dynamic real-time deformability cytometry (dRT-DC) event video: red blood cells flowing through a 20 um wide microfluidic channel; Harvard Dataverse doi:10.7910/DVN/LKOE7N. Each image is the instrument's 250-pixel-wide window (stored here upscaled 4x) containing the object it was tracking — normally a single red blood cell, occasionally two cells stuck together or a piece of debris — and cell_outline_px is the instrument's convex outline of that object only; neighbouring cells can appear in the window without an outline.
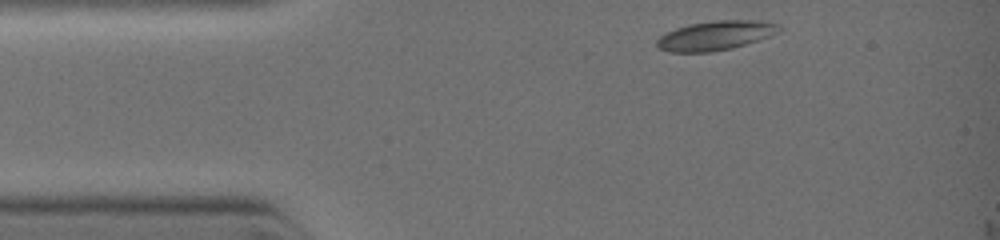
{"species": "common noctule bat (a hibernating species)", "species_latin": "Nyctalus noctula", "temperature_condition": "warm", "stored_images_in_passage": 3, "camera_frame_rate_fps": 3000, "um_per_image_px": 0.085, "animal": {"sex": "female", "body_mass_g": 19.0, "forearm_length_mm": 51.5}, "frame": {"image": 1, "passage_image": 1, "time_ms": 0.0, "image_size_px": [1000, 240], "cell_outline_px": [[776, 32], [760, 40], [732, 48], [712, 52], [668, 52], [660, 48], [656, 44], [656, 40], [660, 36], [676, 28], [692, 24], [716, 20], [752, 20], [776, 24]], "centroid_in_image_um": [60.74, 3.04], "position_along_channel_um": 24.3, "area_um2": 20.4}}